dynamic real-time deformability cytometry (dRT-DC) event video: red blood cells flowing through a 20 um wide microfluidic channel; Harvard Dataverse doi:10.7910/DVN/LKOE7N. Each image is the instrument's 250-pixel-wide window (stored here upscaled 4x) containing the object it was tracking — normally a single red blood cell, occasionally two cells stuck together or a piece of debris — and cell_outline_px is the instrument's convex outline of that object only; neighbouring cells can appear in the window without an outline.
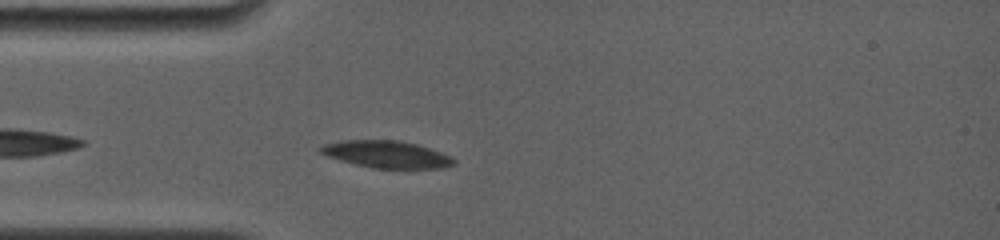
{"species": "common noctule bat (a hibernating species)", "species_latin": "Nyctalus noctula", "temperature_condition": "room temperature", "stored_images_in_passage": 27, "camera_frame_rate_fps": 4000, "um_per_image_px": 0.085, "animal": {"sex": "female", "body_mass_g": 19.0, "forearm_length_mm": 56.7}, "frame": {"image": 1, "passage_image": 5, "time_ms": 1.0, "image_size_px": [1000, 240], "cell_outline_px": [[456, 164], [444, 168], [372, 168], [340, 160], [328, 156], [320, 152], [316, 148], [324, 144], [340, 140], [396, 140], [416, 144], [452, 156], [456, 160]], "centroid_in_image_um": [32.86, 13.11], "position_along_channel_um": 52.1, "area_um2": 21.04}}
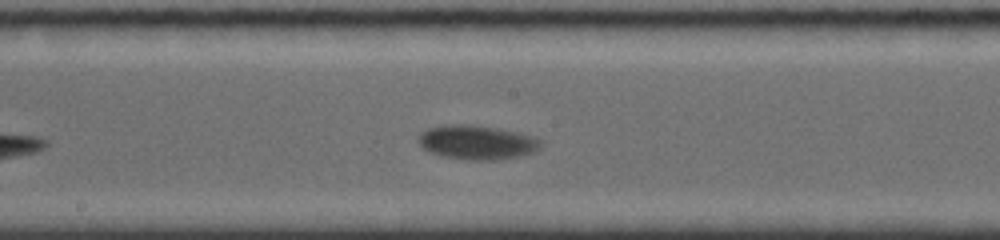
{"frame": {"image": 2, "passage_image": 18, "time_ms": 5.5, "image_size_px": [1000, 240], "cell_outline_px": [[540, 148], [532, 152], [520, 156], [492, 160], [472, 160], [440, 156], [424, 148], [416, 140], [420, 132], [428, 128], [452, 124], [468, 124], [520, 132], [536, 136], [540, 140]], "centroid_in_image_um": [40.53, 12.09], "position_along_channel_um": 207.7, "area_um2": 24.33}}
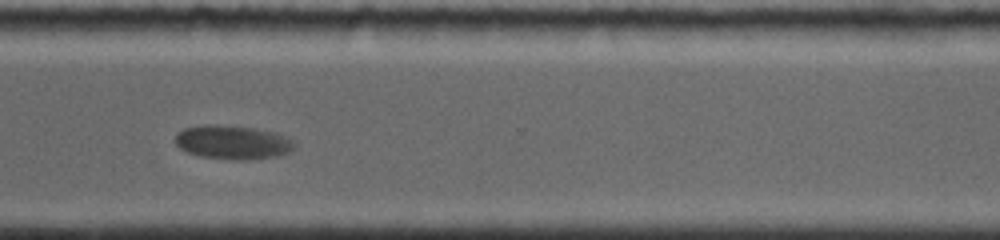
{"frame": {"image": 3, "passage_image": 24, "time_ms": 9.5, "image_size_px": [1000, 240], "cell_outline_px": [[296, 144], [288, 152], [276, 156], [244, 160], [232, 160], [200, 156], [188, 152], [180, 148], [176, 144], [176, 132], [184, 128], [208, 124], [216, 124], [256, 128], [276, 132], [292, 140]], "centroid_in_image_um": [19.76, 12.08], "position_along_channel_um": 350.8, "area_um2": 23.52}, "authors_computed_cell_mechanics": {"area_um2": 22.1374, "velocity_mm_per_s": 3.5635, "shape_relaxation_time_tau1_ms": 3.2079, "shape_relaxation_time_tau2_ms": null, "deformation_change_tau1": 0.0959, "deformation_change_tau2": null}}